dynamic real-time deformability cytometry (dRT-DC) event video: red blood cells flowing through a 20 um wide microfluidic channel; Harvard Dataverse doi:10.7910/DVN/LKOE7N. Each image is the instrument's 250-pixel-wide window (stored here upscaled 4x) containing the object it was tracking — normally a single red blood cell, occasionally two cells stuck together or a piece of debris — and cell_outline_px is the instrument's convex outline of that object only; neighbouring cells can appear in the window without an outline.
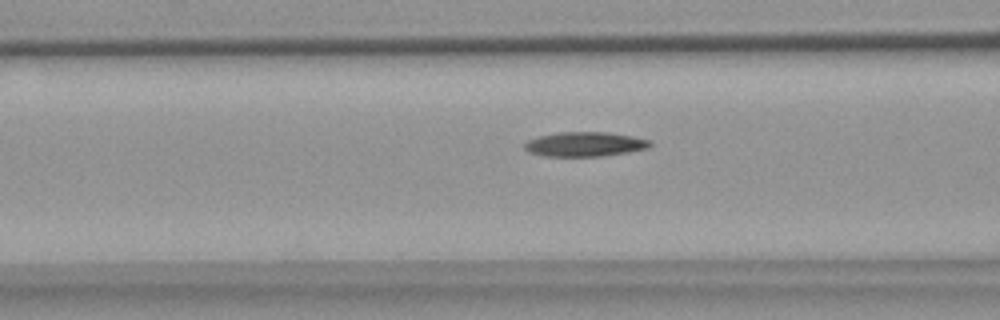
{"species": "common noctule bat (a hibernating species)", "species_latin": "Nyctalus noctula", "temperature_condition": "warm", "stored_images_in_passage": 55, "camera_frame_rate_fps": 3000, "um_per_image_px": 0.085, "animal": {"sex": "female", "body_mass_g": 18.4}, "frame": {"image": 1, "passage_image": 21, "time_ms": 6.667, "image_size_px": [1000, 320], "cell_outline_px": [[652, 144], [648, 148], [628, 152], [604, 156], [540, 156], [528, 152], [524, 148], [524, 144], [528, 140], [540, 136], [556, 132], [608, 132], [632, 136], [652, 140]], "centroid_in_image_um": [49.71, 12.26], "position_along_channel_um": 116.9, "area_um2": 18.09}}
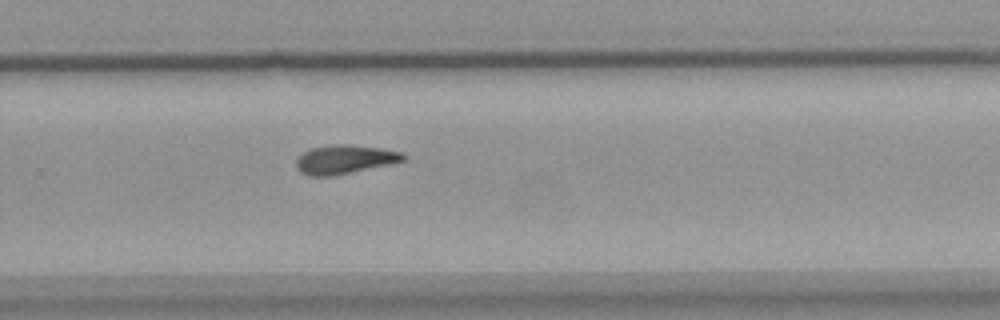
{"frame": {"image": 2, "passage_image": 36, "time_ms": 11.667, "image_size_px": [1000, 320], "cell_outline_px": [[408, 160], [396, 164], [332, 176], [308, 176], [300, 172], [296, 168], [296, 160], [304, 152], [312, 148], [332, 144], [352, 144], [380, 148], [404, 152], [408, 156]], "centroid_in_image_um": [29.4, 13.55], "position_along_channel_um": 300.4, "area_um2": 18.55}}
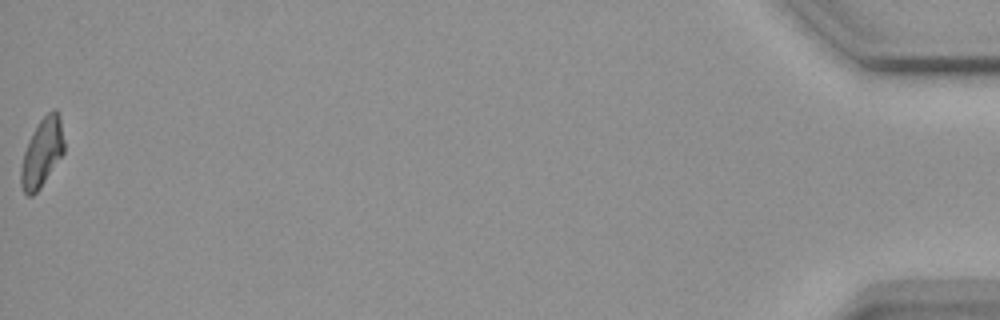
{"frame": {"image": 3, "passage_image": 55, "time_ms": 18.0, "image_size_px": [1000, 320], "cell_outline_px": [[64, 152], [40, 188], [32, 196], [28, 196], [24, 192], [20, 184], [20, 168], [24, 152], [40, 120], [48, 112], [56, 108], [60, 112], [64, 140]], "centroid_in_image_um": [3.59, 12.97], "position_along_channel_um": 431.6, "area_um2": 17.05}}